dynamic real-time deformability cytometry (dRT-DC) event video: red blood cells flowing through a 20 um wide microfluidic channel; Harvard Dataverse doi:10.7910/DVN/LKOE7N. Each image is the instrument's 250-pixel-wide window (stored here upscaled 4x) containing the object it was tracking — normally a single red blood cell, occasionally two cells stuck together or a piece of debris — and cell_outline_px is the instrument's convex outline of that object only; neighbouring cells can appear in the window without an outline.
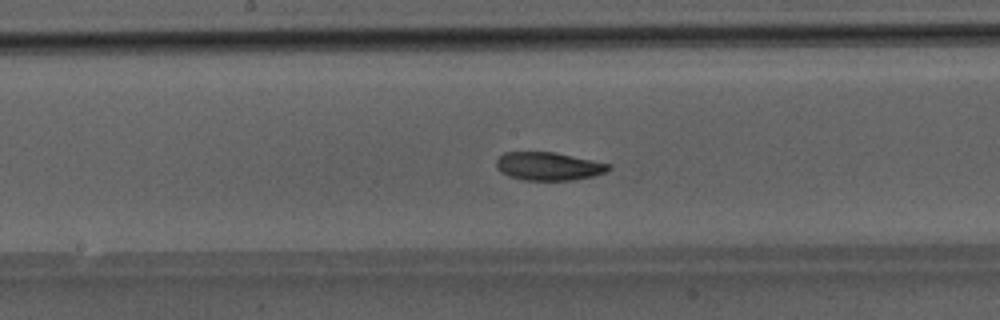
{"species": "Egyptian fruit bat (a non-hibernating species)", "species_latin": "Rousettus aegyptiacus", "temperature_condition": "room temperature", "stored_images_in_passage": 49, "camera_frame_rate_fps": 3000, "um_per_image_px": 0.085, "animal": {"sex": "male"}, "frame": {"image": 1, "passage_image": 26, "time_ms": 8.333, "image_size_px": [1000, 320], "cell_outline_px": [[612, 168], [604, 172], [592, 176], [576, 180], [524, 180], [508, 176], [500, 172], [496, 168], [496, 160], [504, 152], [556, 152], [612, 164]], "centroid_in_image_um": [46.63, 14.13], "position_along_channel_um": 201.6, "area_um2": 18.61}}
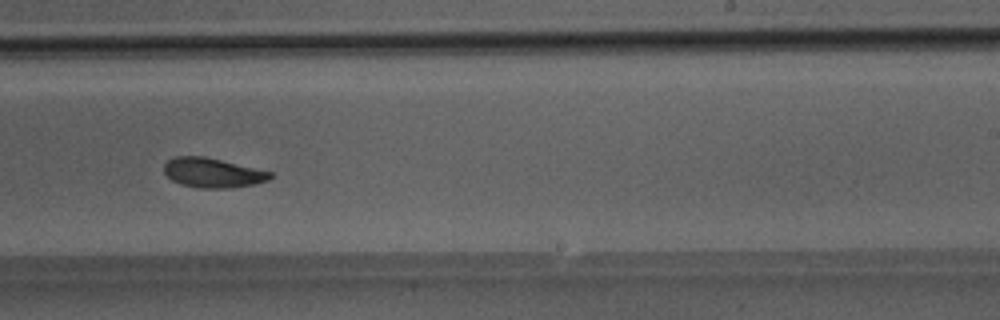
{"frame": {"image": 2, "passage_image": 31, "time_ms": 10.0, "image_size_px": [1000, 320], "cell_outline_px": [[272, 176], [268, 180], [256, 184], [228, 188], [200, 188], [180, 184], [172, 180], [164, 172], [164, 164], [168, 160], [176, 156], [204, 156], [272, 172]], "centroid_in_image_um": [18.06, 14.69], "position_along_channel_um": 270.9, "area_um2": 18.21}}
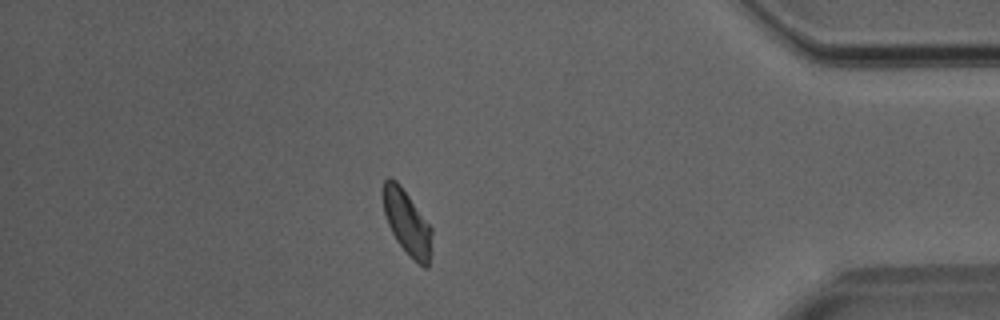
{"frame": {"image": 3, "passage_image": 43, "time_ms": 14.0, "image_size_px": [1000, 320], "cell_outline_px": [[432, 232], [428, 268], [424, 268], [408, 256], [396, 240], [388, 224], [384, 212], [380, 196], [380, 188], [384, 180], [388, 176], [396, 180], [400, 184], [432, 228]], "centroid_in_image_um": [34.54, 18.87], "position_along_channel_um": 400.7, "area_um2": 18.73}}